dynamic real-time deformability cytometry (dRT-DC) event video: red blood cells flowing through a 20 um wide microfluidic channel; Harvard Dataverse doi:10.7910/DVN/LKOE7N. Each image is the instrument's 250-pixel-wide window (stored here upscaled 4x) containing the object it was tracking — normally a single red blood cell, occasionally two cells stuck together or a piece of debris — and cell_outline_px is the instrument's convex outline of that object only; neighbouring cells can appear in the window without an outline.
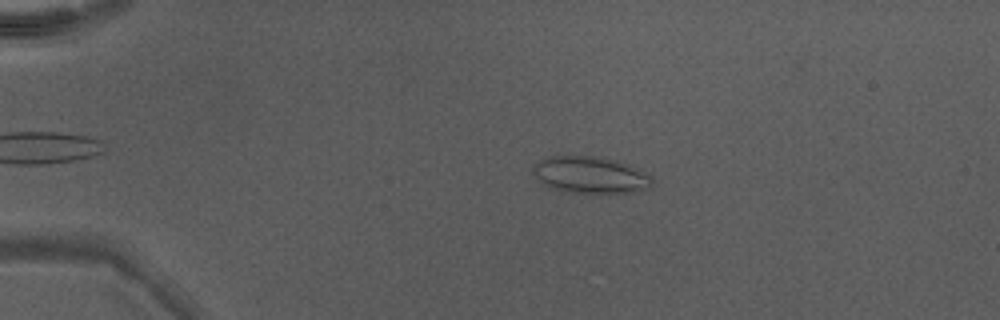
{"species": "Egyptian fruit bat (a non-hibernating species)", "species_latin": "Rousettus aegyptiacus", "temperature_condition": "warm", "stored_images_in_passage": 48, "camera_frame_rate_fps": 3000, "um_per_image_px": 0.085, "animal": {"sex": "male"}, "frame": {"image": 1, "passage_image": 11, "time_ms": 3.333, "image_size_px": [1000, 320], "cell_outline_px": [[652, 188], [632, 192], [568, 192], [548, 188], [540, 184], [532, 172], [532, 168], [540, 160], [548, 156], [596, 156], [628, 164], [648, 172], [652, 176]], "centroid_in_image_um": [50.17, 14.87], "position_along_channel_um": 34.8, "area_um2": 25.72}}
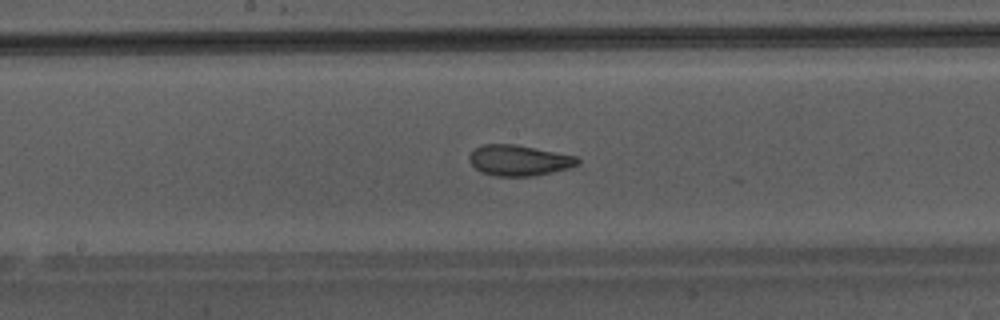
{"frame": {"image": 2, "passage_image": 27, "time_ms": 8.667, "image_size_px": [1000, 320], "cell_outline_px": [[580, 160], [576, 164], [568, 168], [552, 172], [532, 176], [496, 176], [480, 172], [468, 160], [468, 156], [476, 148], [484, 144], [512, 144], [576, 156]], "centroid_in_image_um": [44.07, 13.64], "position_along_channel_um": 204.1, "area_um2": 19.07}}
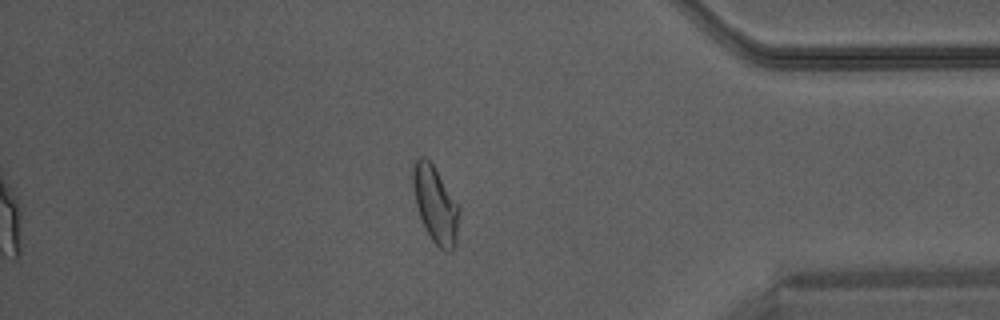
{"frame": {"image": 3, "passage_image": 42, "time_ms": 13.667, "image_size_px": [1000, 320], "cell_outline_px": [[460, 212], [456, 244], [452, 252], [448, 252], [440, 248], [432, 240], [420, 216], [416, 204], [412, 188], [412, 164], [416, 156], [424, 156], [432, 164], [460, 208]], "centroid_in_image_um": [37.0, 17.37], "position_along_channel_um": 398.2, "area_um2": 20.58}}